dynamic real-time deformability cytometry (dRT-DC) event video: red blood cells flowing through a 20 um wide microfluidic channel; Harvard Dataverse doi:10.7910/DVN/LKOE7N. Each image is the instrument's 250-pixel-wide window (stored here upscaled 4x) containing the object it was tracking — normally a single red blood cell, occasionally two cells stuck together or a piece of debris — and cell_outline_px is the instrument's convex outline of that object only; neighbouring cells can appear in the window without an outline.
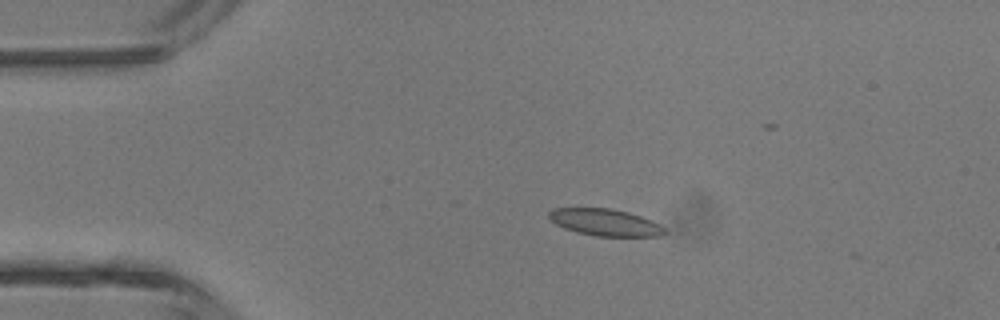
{"species": "common noctule bat (a hibernating species)", "species_latin": "Nyctalus noctula", "temperature_condition": "room temperature", "stored_images_in_passage": 33, "camera_frame_rate_fps": 3000, "um_per_image_px": 0.085, "animal": {"sex": "male", "body_mass_g": 13.3}, "frame": {"image": 1, "passage_image": 1, "time_ms": 0.0, "image_size_px": [1000, 320], "cell_outline_px": [[664, 232], [660, 236], [596, 236], [576, 232], [564, 228], [556, 224], [548, 216], [548, 212], [552, 208], [612, 208], [628, 212], [652, 220], [660, 224], [664, 228]], "centroid_in_image_um": [51.41, 18.89], "position_along_channel_um": 33.6, "area_um2": 18.09}}
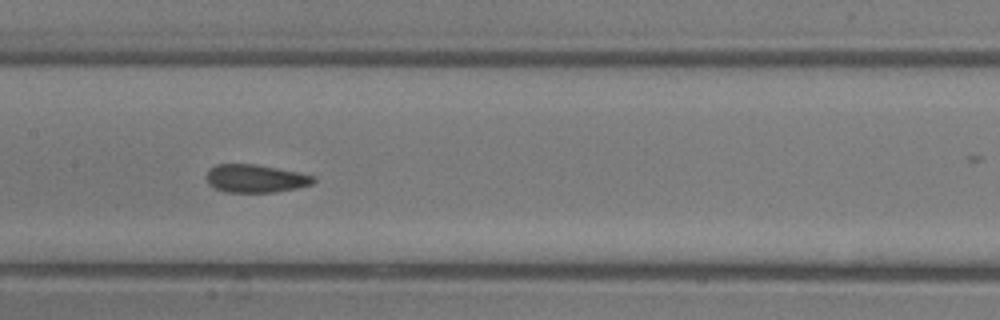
{"frame": {"image": 2, "passage_image": 14, "time_ms": 4.333, "image_size_px": [1000, 320], "cell_outline_px": [[316, 180], [312, 184], [296, 188], [272, 192], [228, 192], [216, 188], [208, 184], [204, 176], [208, 168], [216, 164], [256, 164], [296, 172], [312, 176]], "centroid_in_image_um": [21.63, 15.16], "position_along_channel_um": 185.8, "area_um2": 17.4}}
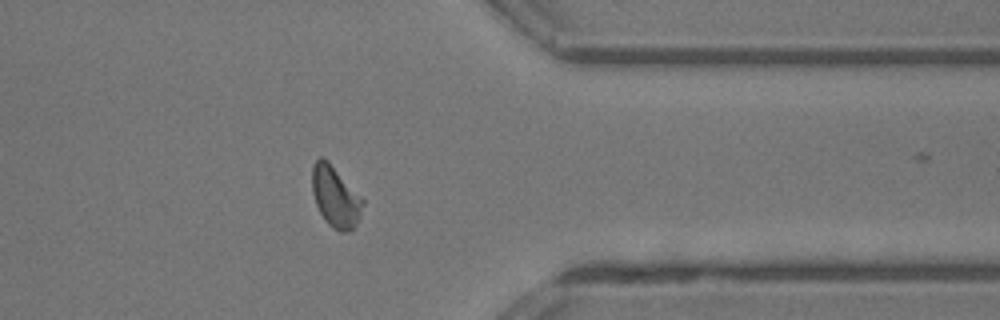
{"frame": {"image": 3, "passage_image": 28, "time_ms": 9.0, "image_size_px": [1000, 320], "cell_outline_px": [[364, 204], [360, 216], [356, 224], [352, 228], [344, 232], [340, 232], [332, 228], [324, 220], [316, 204], [312, 192], [312, 164], [320, 156], [324, 156], [328, 160], [364, 200]], "centroid_in_image_um": [28.49, 16.7], "position_along_channel_um": 382.9, "area_um2": 18.03}}